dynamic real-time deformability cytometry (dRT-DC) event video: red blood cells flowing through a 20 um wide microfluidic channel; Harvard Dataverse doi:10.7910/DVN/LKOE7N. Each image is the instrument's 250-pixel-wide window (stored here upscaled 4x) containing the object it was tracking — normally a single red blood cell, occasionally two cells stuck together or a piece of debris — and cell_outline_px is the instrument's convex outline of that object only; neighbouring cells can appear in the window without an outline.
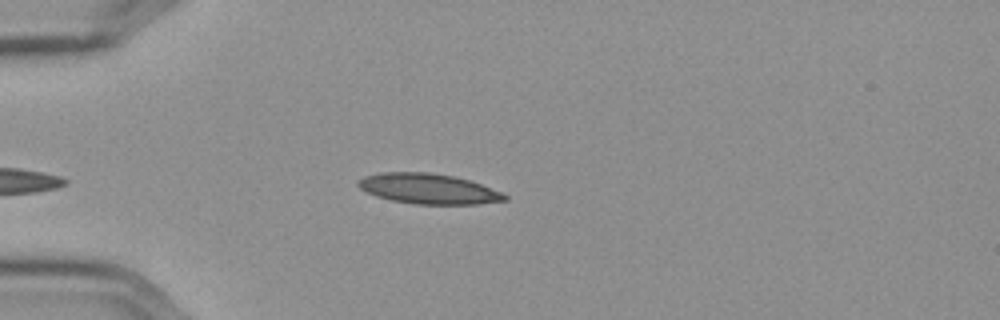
{"species": "Egyptian fruit bat (a non-hibernating species)", "species_latin": "Rousettus aegyptiacus", "temperature_condition": "cold", "stored_images_in_passage": 41, "camera_frame_rate_fps": 3000, "um_per_image_px": 0.085, "frame": {"image": 1, "passage_image": 3, "time_ms": 0.667, "image_size_px": [1000, 320], "cell_outline_px": [[508, 200], [476, 204], [416, 204], [392, 200], [376, 196], [364, 192], [356, 184], [364, 176], [380, 172], [428, 172], [452, 176], [468, 180], [480, 184], [500, 192], [508, 196]], "centroid_in_image_um": [36.37, 16.04], "position_along_channel_um": 48.6, "area_um2": 25.66}}
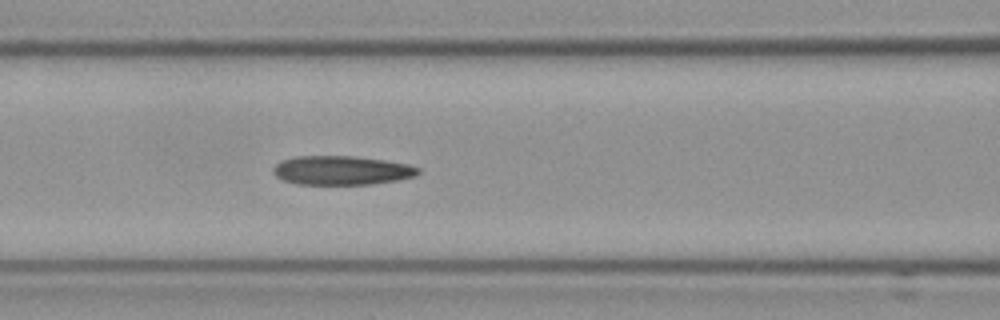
{"frame": {"image": 2, "passage_image": 12, "time_ms": 3.667, "image_size_px": [1000, 320], "cell_outline_px": [[420, 172], [416, 176], [396, 180], [368, 184], [296, 184], [284, 180], [276, 176], [272, 172], [272, 168], [280, 160], [296, 156], [352, 156], [384, 160], [408, 164], [420, 168]], "centroid_in_image_um": [29.01, 14.47], "position_along_channel_um": 137.6, "area_um2": 24.51}}
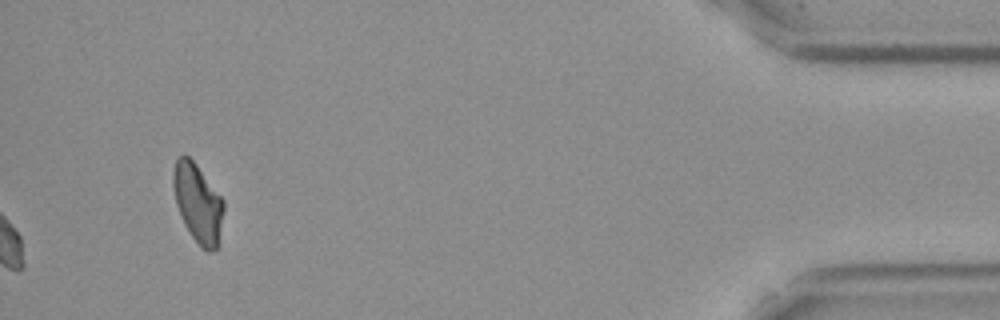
{"frame": {"image": 3, "passage_image": 41, "time_ms": 13.333, "image_size_px": [1000, 320], "cell_outline_px": [[224, 212], [216, 248], [212, 252], [208, 252], [192, 236], [184, 224], [176, 204], [172, 184], [172, 172], [176, 156], [188, 156], [196, 164], [224, 200]], "centroid_in_image_um": [16.8, 17.22], "position_along_channel_um": 418.4, "area_um2": 22.95}, "authors_computed_cell_mechanics": {"area_um2": 24.6228, "velocity_mm_per_s": 3.5879, "shape_relaxation_time_tau1_ms": null, "shape_relaxation_time_tau2_ms": 6.3776, "deformation_change_tau1": null, "deformation_change_tau2": 0.1502}}